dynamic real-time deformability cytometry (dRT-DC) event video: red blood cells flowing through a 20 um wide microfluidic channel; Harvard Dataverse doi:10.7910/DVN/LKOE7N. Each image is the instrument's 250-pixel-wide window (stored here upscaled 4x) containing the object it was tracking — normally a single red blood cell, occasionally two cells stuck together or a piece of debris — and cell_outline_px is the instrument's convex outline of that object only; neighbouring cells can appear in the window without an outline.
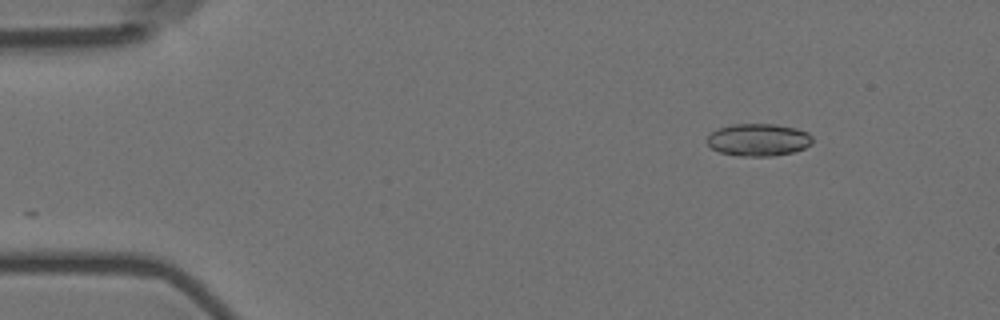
{"species": "Egyptian fruit bat (a non-hibernating species)", "species_latin": "Rousettus aegyptiacus", "temperature_condition": "room temperature", "stored_images_in_passage": 47, "camera_frame_rate_fps": 3000, "um_per_image_px": 0.085, "animal": {"sex": "female"}, "frame": {"image": 1, "passage_image": 1, "time_ms": 0.0, "image_size_px": [1000, 320], "cell_outline_px": [[812, 144], [804, 148], [792, 152], [772, 156], [740, 156], [720, 152], [712, 148], [708, 144], [708, 136], [712, 132], [720, 128], [732, 124], [776, 124], [796, 128], [808, 132], [812, 136]], "centroid_in_image_um": [64.49, 11.88], "position_along_channel_um": 20.5, "area_um2": 19.83}}
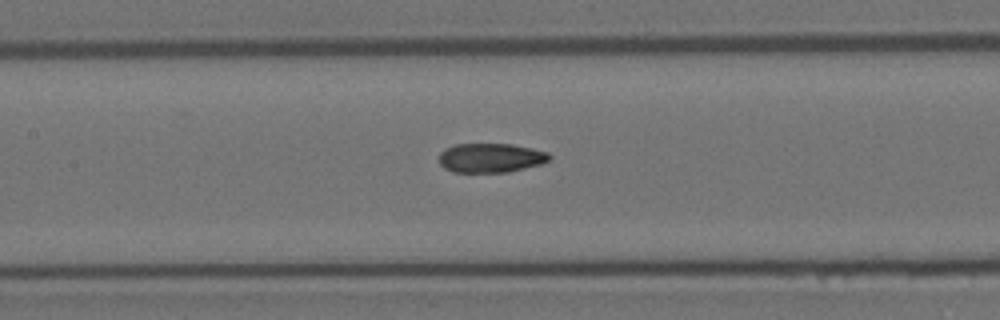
{"frame": {"image": 2, "passage_image": 20, "time_ms": 6.333, "image_size_px": [1000, 320], "cell_outline_px": [[552, 156], [548, 160], [540, 164], [508, 172], [452, 172], [444, 168], [440, 164], [440, 152], [444, 148], [456, 144], [512, 144], [532, 148], [548, 152]], "centroid_in_image_um": [41.7, 13.41], "position_along_channel_um": 165.7, "area_um2": 18.84}}
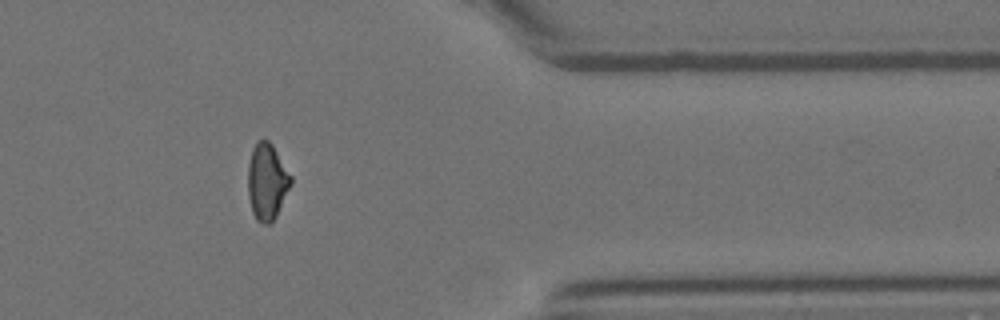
{"frame": {"image": 3, "passage_image": 40, "time_ms": 13.0, "image_size_px": [1000, 320], "cell_outline_px": [[292, 184], [276, 216], [268, 224], [264, 224], [256, 220], [252, 212], [248, 196], [248, 164], [252, 148], [260, 140], [268, 140], [272, 144], [292, 176]], "centroid_in_image_um": [22.7, 15.44], "position_along_channel_um": 388.7, "area_um2": 19.13}}